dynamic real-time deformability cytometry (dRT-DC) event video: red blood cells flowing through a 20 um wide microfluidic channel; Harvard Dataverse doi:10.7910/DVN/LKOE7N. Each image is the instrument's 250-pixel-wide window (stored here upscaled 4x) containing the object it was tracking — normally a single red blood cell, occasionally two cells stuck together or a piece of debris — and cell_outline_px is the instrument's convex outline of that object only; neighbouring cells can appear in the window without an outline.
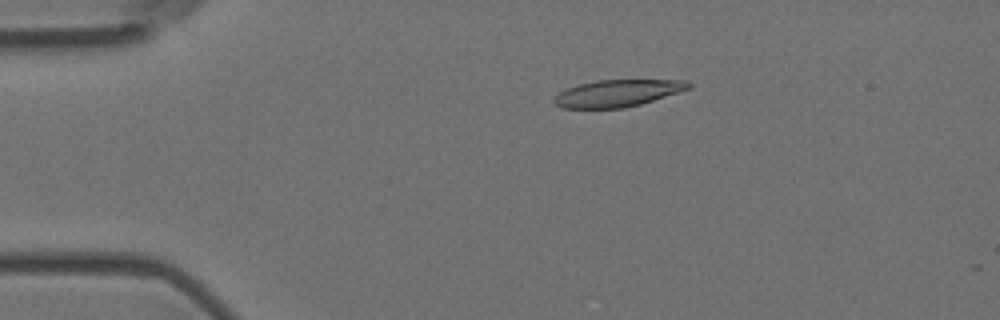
{"species": "Egyptian fruit bat (a non-hibernating species)", "species_latin": "Rousettus aegyptiacus", "temperature_condition": "room temperature", "stored_images_in_passage": 7, "camera_frame_rate_fps": 3000, "um_per_image_px": 0.085, "animal": {"sex": "female"}, "frame": {"image": 1, "passage_image": 1, "time_ms": 0.0, "image_size_px": [1000, 320], "cell_outline_px": [[692, 84], [688, 88], [640, 104], [624, 108], [560, 108], [552, 100], [560, 92], [568, 88], [580, 84], [596, 80], [688, 80]], "centroid_in_image_um": [52.45, 7.92], "position_along_channel_um": 32.6, "area_um2": 20.75}}
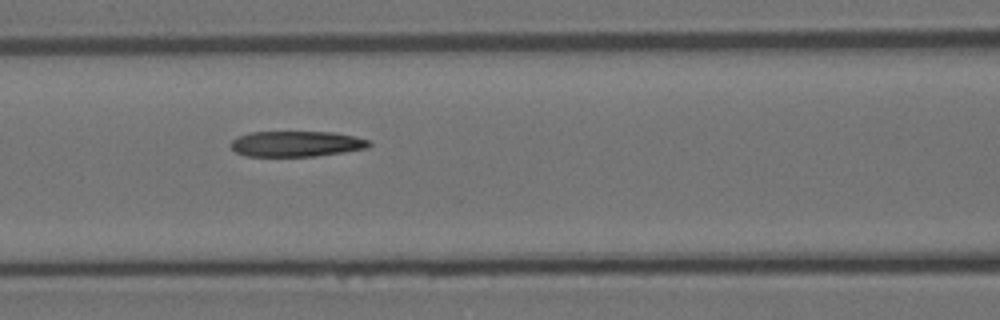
{"frame": {"image": 2, "passage_image": 5, "time_ms": 1.333, "image_size_px": [1000, 320], "cell_outline_px": [[372, 144], [368, 148], [344, 152], [316, 156], [248, 156], [236, 152], [232, 148], [232, 140], [240, 136], [252, 132], [332, 132], [356, 136], [368, 140]], "centroid_in_image_um": [25.25, 12.22], "position_along_channel_um": 141.4, "area_um2": 20.52}}
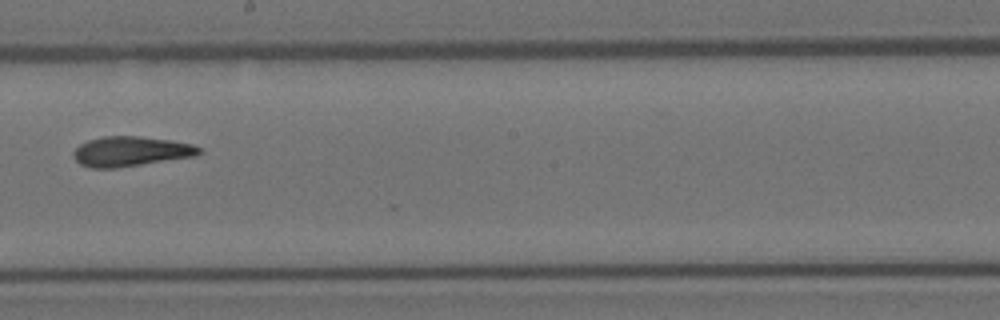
{"frame": {"image": 3, "passage_image": 7, "time_ms": 2.0, "image_size_px": [1000, 320], "cell_outline_px": [[204, 152], [196, 156], [116, 168], [92, 168], [80, 164], [72, 156], [72, 152], [80, 144], [88, 140], [104, 136], [140, 136], [168, 140], [192, 144], [204, 148]], "centroid_in_image_um": [11.14, 12.87], "position_along_channel_um": 237.1, "area_um2": 22.02}}